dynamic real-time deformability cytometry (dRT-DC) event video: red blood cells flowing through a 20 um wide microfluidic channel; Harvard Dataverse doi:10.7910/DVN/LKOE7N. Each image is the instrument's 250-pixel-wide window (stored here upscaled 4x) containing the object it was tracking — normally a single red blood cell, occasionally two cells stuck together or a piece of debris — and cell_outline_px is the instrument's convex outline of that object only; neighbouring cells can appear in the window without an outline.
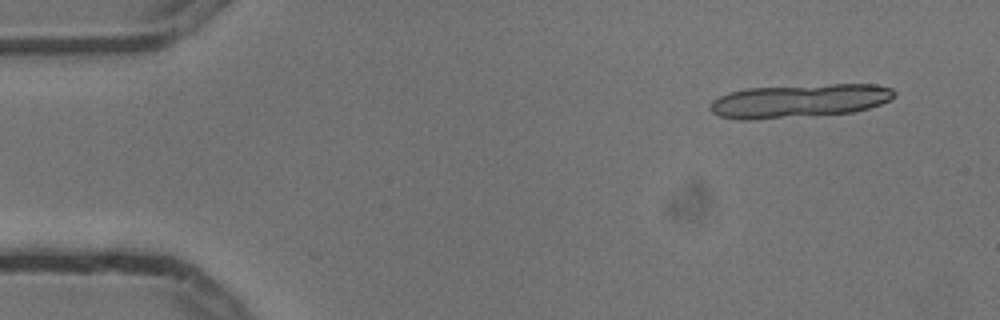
{"species": "common noctule bat (a hibernating species)", "species_latin": "Nyctalus noctula", "temperature_condition": "cold", "stored_images_in_passage": 14, "segment_of_instrument_passage": [1, 2], "camera_frame_rate_fps": 3000, "um_per_image_px": 0.085, "animal": {"sex": "male", "body_mass_g": 13.3}, "frame": {"image": 1, "passage_image": 1, "time_ms": 0.0, "image_size_px": [1000, 320], "cell_outline_px": [[896, 96], [880, 104], [868, 108], [852, 112], [748, 120], [744, 120], [720, 116], [712, 112], [712, 100], [728, 92], [748, 88], [832, 84], [876, 84], [892, 88], [896, 92]], "centroid_in_image_um": [67.97, 8.56], "position_along_channel_um": 17.0, "area_um2": 35.6}}